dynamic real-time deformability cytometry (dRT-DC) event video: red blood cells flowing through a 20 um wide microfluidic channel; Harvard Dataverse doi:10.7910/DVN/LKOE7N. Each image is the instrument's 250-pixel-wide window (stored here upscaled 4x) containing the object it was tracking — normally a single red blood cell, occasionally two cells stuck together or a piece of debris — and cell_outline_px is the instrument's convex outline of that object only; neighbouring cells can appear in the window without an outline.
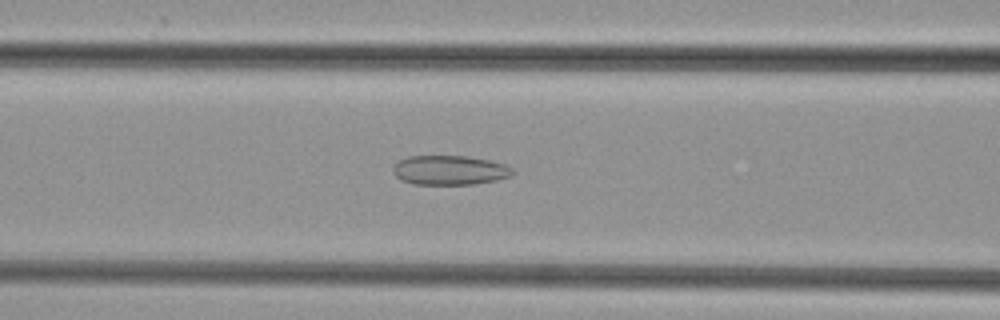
{"species": "common noctule bat (a hibernating species)", "species_latin": "Nyctalus noctula", "temperature_condition": "cold", "stored_images_in_passage": 23, "camera_frame_rate_fps": 3000, "um_per_image_px": 0.085, "animal": {"sex": "female", "body_mass_g": 29.2, "forearm_length_mm": 56.3}, "frame": {"image": 1, "passage_image": 15, "time_ms": 4.667, "image_size_px": [1000, 320], "cell_outline_px": [[516, 172], [512, 176], [496, 180], [476, 184], [412, 184], [400, 180], [392, 172], [392, 168], [400, 160], [408, 156], [464, 156], [488, 160], [504, 164], [512, 168]], "centroid_in_image_um": [38.22, 14.47], "position_along_channel_um": 128.4, "area_um2": 20.58}}
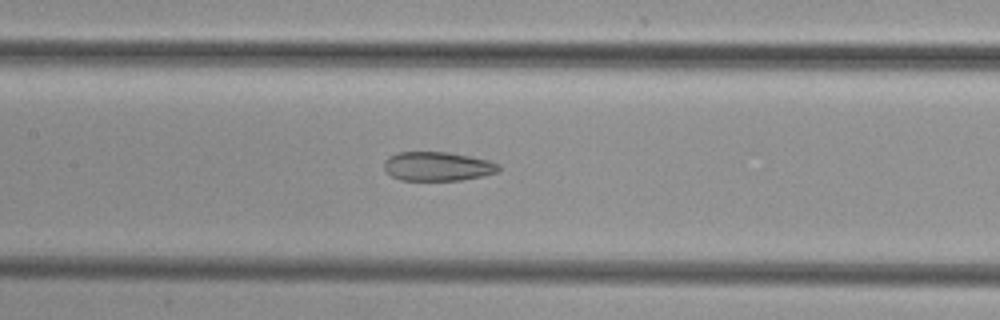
{"frame": {"image": 2, "passage_image": 18, "time_ms": 5.667, "image_size_px": [1000, 320], "cell_outline_px": [[500, 172], [484, 176], [460, 180], [400, 180], [392, 176], [384, 168], [384, 160], [388, 156], [396, 152], [448, 152], [488, 160], [500, 164]], "centroid_in_image_um": [37.21, 14.14], "position_along_channel_um": 170.2, "area_um2": 19.54}}
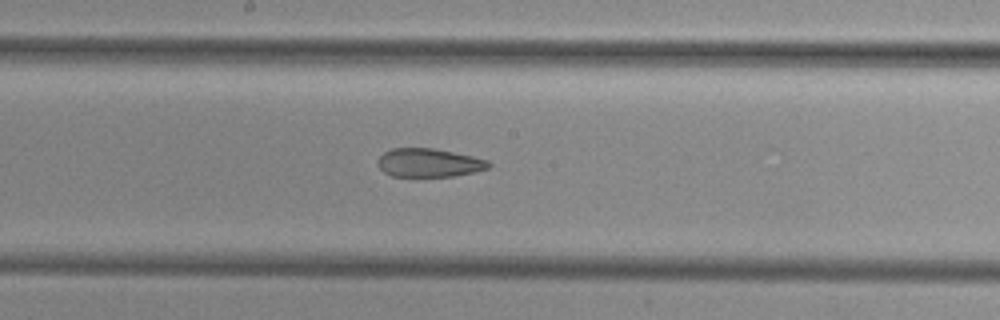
{"frame": {"image": 3, "passage_image": 21, "time_ms": 6.667, "image_size_px": [1000, 320], "cell_outline_px": [[492, 164], [488, 168], [472, 172], [452, 176], [416, 180], [392, 176], [384, 172], [376, 164], [376, 160], [384, 152], [392, 148], [432, 148], [472, 156], [488, 160]], "centroid_in_image_um": [36.39, 13.88], "position_along_channel_um": 211.8, "area_um2": 19.19}}